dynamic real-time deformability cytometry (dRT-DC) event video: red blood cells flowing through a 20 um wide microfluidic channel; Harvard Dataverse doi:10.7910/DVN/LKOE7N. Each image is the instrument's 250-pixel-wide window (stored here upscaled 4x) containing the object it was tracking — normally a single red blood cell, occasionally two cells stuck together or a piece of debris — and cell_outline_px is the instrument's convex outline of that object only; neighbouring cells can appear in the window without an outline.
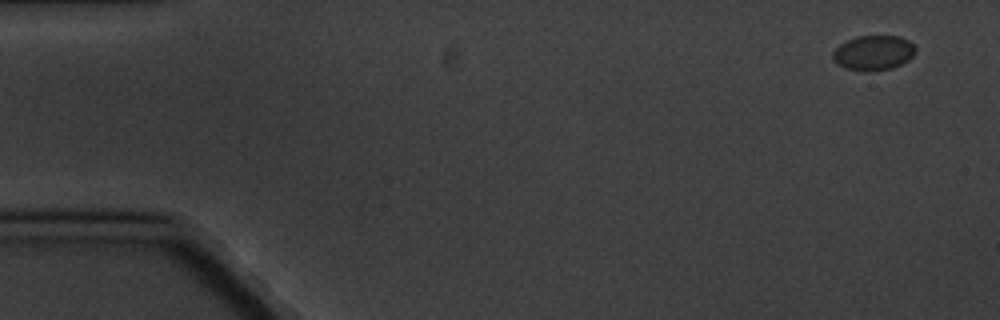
{"species": "common noctule bat (a hibernating species)", "species_latin": "Nyctalus noctula", "temperature_condition": "cold", "stored_images_in_passage": 5, "camera_frame_rate_fps": 3000, "um_per_image_px": 0.085, "animal": {"sex": "male", "body_mass_g": 20.1, "forearm_length_mm": 53.5}, "frame": {"image": 1, "passage_image": 1, "time_ms": 0.0, "image_size_px": [1000, 320], "cell_outline_px": [[916, 52], [908, 60], [892, 68], [868, 72], [864, 72], [844, 68], [836, 64], [832, 60], [832, 52], [840, 44], [856, 36], [900, 36], [908, 40], [916, 48]], "centroid_in_image_um": [74.21, 4.5], "position_along_channel_um": 10.8, "area_um2": 16.99}}